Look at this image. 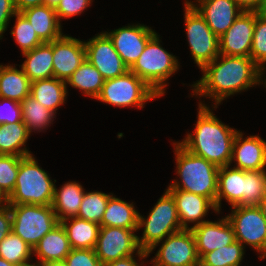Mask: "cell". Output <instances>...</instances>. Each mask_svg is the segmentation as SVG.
<instances>
[{
	"instance_id": "6da1fadb",
	"label": "cell",
	"mask_w": 266,
	"mask_h": 266,
	"mask_svg": "<svg viewBox=\"0 0 266 266\" xmlns=\"http://www.w3.org/2000/svg\"><path fill=\"white\" fill-rule=\"evenodd\" d=\"M201 73L202 77L190 86L191 94L195 98L211 99L214 103L211 107H218L230 96L257 85L265 86V72L251 57L220 54L204 66Z\"/></svg>"
},
{
	"instance_id": "7a4b0ae2",
	"label": "cell",
	"mask_w": 266,
	"mask_h": 266,
	"mask_svg": "<svg viewBox=\"0 0 266 266\" xmlns=\"http://www.w3.org/2000/svg\"><path fill=\"white\" fill-rule=\"evenodd\" d=\"M204 102V103H203ZM205 101L198 102L197 121L193 133H187L178 142L192 154L202 157L218 167L230 165L237 129L223 123Z\"/></svg>"
},
{
	"instance_id": "3957f363",
	"label": "cell",
	"mask_w": 266,
	"mask_h": 266,
	"mask_svg": "<svg viewBox=\"0 0 266 266\" xmlns=\"http://www.w3.org/2000/svg\"><path fill=\"white\" fill-rule=\"evenodd\" d=\"M175 151L176 174L167 190H182L209 198L216 206L219 167L196 156L178 141L172 143Z\"/></svg>"
},
{
	"instance_id": "277c9868",
	"label": "cell",
	"mask_w": 266,
	"mask_h": 266,
	"mask_svg": "<svg viewBox=\"0 0 266 266\" xmlns=\"http://www.w3.org/2000/svg\"><path fill=\"white\" fill-rule=\"evenodd\" d=\"M160 34L156 33L146 44L129 71L135 73L160 97L166 93L168 79L179 70L180 62L177 57L168 52L160 44Z\"/></svg>"
},
{
	"instance_id": "5b68a950",
	"label": "cell",
	"mask_w": 266,
	"mask_h": 266,
	"mask_svg": "<svg viewBox=\"0 0 266 266\" xmlns=\"http://www.w3.org/2000/svg\"><path fill=\"white\" fill-rule=\"evenodd\" d=\"M56 180L39 166L34 154L22 157L9 205H51Z\"/></svg>"
},
{
	"instance_id": "8992f818",
	"label": "cell",
	"mask_w": 266,
	"mask_h": 266,
	"mask_svg": "<svg viewBox=\"0 0 266 266\" xmlns=\"http://www.w3.org/2000/svg\"><path fill=\"white\" fill-rule=\"evenodd\" d=\"M149 214V215H148ZM147 217L138 214V231L143 229L142 236H137L141 250L148 252L154 245L170 234L182 230L173 195L165 189L157 203L150 209Z\"/></svg>"
},
{
	"instance_id": "52a82bcc",
	"label": "cell",
	"mask_w": 266,
	"mask_h": 266,
	"mask_svg": "<svg viewBox=\"0 0 266 266\" xmlns=\"http://www.w3.org/2000/svg\"><path fill=\"white\" fill-rule=\"evenodd\" d=\"M156 98L160 96L135 73L128 70L122 76L105 80L96 100L119 108L143 109L148 101Z\"/></svg>"
},
{
	"instance_id": "ba28073f",
	"label": "cell",
	"mask_w": 266,
	"mask_h": 266,
	"mask_svg": "<svg viewBox=\"0 0 266 266\" xmlns=\"http://www.w3.org/2000/svg\"><path fill=\"white\" fill-rule=\"evenodd\" d=\"M12 214V231L34 248L58 221L51 205H9Z\"/></svg>"
},
{
	"instance_id": "9c48e42d",
	"label": "cell",
	"mask_w": 266,
	"mask_h": 266,
	"mask_svg": "<svg viewBox=\"0 0 266 266\" xmlns=\"http://www.w3.org/2000/svg\"><path fill=\"white\" fill-rule=\"evenodd\" d=\"M184 25L191 57L201 70L219 56V38L190 4L184 3Z\"/></svg>"
},
{
	"instance_id": "30bf717a",
	"label": "cell",
	"mask_w": 266,
	"mask_h": 266,
	"mask_svg": "<svg viewBox=\"0 0 266 266\" xmlns=\"http://www.w3.org/2000/svg\"><path fill=\"white\" fill-rule=\"evenodd\" d=\"M231 223L235 239L244 248L256 250L259 259L266 258V219L257 206H233L226 216Z\"/></svg>"
},
{
	"instance_id": "8fae6325",
	"label": "cell",
	"mask_w": 266,
	"mask_h": 266,
	"mask_svg": "<svg viewBox=\"0 0 266 266\" xmlns=\"http://www.w3.org/2000/svg\"><path fill=\"white\" fill-rule=\"evenodd\" d=\"M158 246L155 257L150 259L152 266H199L196 241L191 229L170 234L147 252L148 257Z\"/></svg>"
},
{
	"instance_id": "7c38bea8",
	"label": "cell",
	"mask_w": 266,
	"mask_h": 266,
	"mask_svg": "<svg viewBox=\"0 0 266 266\" xmlns=\"http://www.w3.org/2000/svg\"><path fill=\"white\" fill-rule=\"evenodd\" d=\"M137 229L101 226L95 254L102 264L138 253Z\"/></svg>"
},
{
	"instance_id": "4fadbf2b",
	"label": "cell",
	"mask_w": 266,
	"mask_h": 266,
	"mask_svg": "<svg viewBox=\"0 0 266 266\" xmlns=\"http://www.w3.org/2000/svg\"><path fill=\"white\" fill-rule=\"evenodd\" d=\"M84 43L86 59L96 67L105 80L122 76L129 70L103 31Z\"/></svg>"
},
{
	"instance_id": "5bb4252c",
	"label": "cell",
	"mask_w": 266,
	"mask_h": 266,
	"mask_svg": "<svg viewBox=\"0 0 266 266\" xmlns=\"http://www.w3.org/2000/svg\"><path fill=\"white\" fill-rule=\"evenodd\" d=\"M110 38L123 63L130 68L139 58L147 42L156 31L144 24H128L110 31H104Z\"/></svg>"
},
{
	"instance_id": "9a60e30c",
	"label": "cell",
	"mask_w": 266,
	"mask_h": 266,
	"mask_svg": "<svg viewBox=\"0 0 266 266\" xmlns=\"http://www.w3.org/2000/svg\"><path fill=\"white\" fill-rule=\"evenodd\" d=\"M255 19V11H242L232 26L219 37V54L250 57Z\"/></svg>"
},
{
	"instance_id": "2e32d148",
	"label": "cell",
	"mask_w": 266,
	"mask_h": 266,
	"mask_svg": "<svg viewBox=\"0 0 266 266\" xmlns=\"http://www.w3.org/2000/svg\"><path fill=\"white\" fill-rule=\"evenodd\" d=\"M184 3H190L200 13L218 38L232 26L243 11L235 0H185Z\"/></svg>"
},
{
	"instance_id": "e0dca14e",
	"label": "cell",
	"mask_w": 266,
	"mask_h": 266,
	"mask_svg": "<svg viewBox=\"0 0 266 266\" xmlns=\"http://www.w3.org/2000/svg\"><path fill=\"white\" fill-rule=\"evenodd\" d=\"M86 59L85 43L63 34L53 40L54 77L66 81Z\"/></svg>"
},
{
	"instance_id": "ac0fdd59",
	"label": "cell",
	"mask_w": 266,
	"mask_h": 266,
	"mask_svg": "<svg viewBox=\"0 0 266 266\" xmlns=\"http://www.w3.org/2000/svg\"><path fill=\"white\" fill-rule=\"evenodd\" d=\"M243 135L240 130L235 135L230 166L243 171L266 170V140L260 135Z\"/></svg>"
},
{
	"instance_id": "d6986e66",
	"label": "cell",
	"mask_w": 266,
	"mask_h": 266,
	"mask_svg": "<svg viewBox=\"0 0 266 266\" xmlns=\"http://www.w3.org/2000/svg\"><path fill=\"white\" fill-rule=\"evenodd\" d=\"M191 230L195 237L199 259L205 253L228 246L236 241L233 227L226 216L219 220H209L192 227Z\"/></svg>"
},
{
	"instance_id": "ffe728a7",
	"label": "cell",
	"mask_w": 266,
	"mask_h": 266,
	"mask_svg": "<svg viewBox=\"0 0 266 266\" xmlns=\"http://www.w3.org/2000/svg\"><path fill=\"white\" fill-rule=\"evenodd\" d=\"M174 197L179 220L183 229H191L206 220L209 211L218 213L215 204L207 197L182 190H168ZM205 219V220H204ZM192 224L190 226L189 224Z\"/></svg>"
},
{
	"instance_id": "44dd1931",
	"label": "cell",
	"mask_w": 266,
	"mask_h": 266,
	"mask_svg": "<svg viewBox=\"0 0 266 266\" xmlns=\"http://www.w3.org/2000/svg\"><path fill=\"white\" fill-rule=\"evenodd\" d=\"M231 206H239L244 201V171L230 165L219 167L216 209L221 212L222 200Z\"/></svg>"
},
{
	"instance_id": "7402d4cb",
	"label": "cell",
	"mask_w": 266,
	"mask_h": 266,
	"mask_svg": "<svg viewBox=\"0 0 266 266\" xmlns=\"http://www.w3.org/2000/svg\"><path fill=\"white\" fill-rule=\"evenodd\" d=\"M71 249L66 230L59 223L33 248V256L36 255L38 260L34 262V266L45 262L65 261Z\"/></svg>"
},
{
	"instance_id": "603a6c76",
	"label": "cell",
	"mask_w": 266,
	"mask_h": 266,
	"mask_svg": "<svg viewBox=\"0 0 266 266\" xmlns=\"http://www.w3.org/2000/svg\"><path fill=\"white\" fill-rule=\"evenodd\" d=\"M22 56L25 60L19 68L22 67L31 82L54 77L53 41L44 42Z\"/></svg>"
},
{
	"instance_id": "cb8c5ba5",
	"label": "cell",
	"mask_w": 266,
	"mask_h": 266,
	"mask_svg": "<svg viewBox=\"0 0 266 266\" xmlns=\"http://www.w3.org/2000/svg\"><path fill=\"white\" fill-rule=\"evenodd\" d=\"M43 42H52L63 35L55 8L47 5L30 7L21 12Z\"/></svg>"
},
{
	"instance_id": "d4e9b609",
	"label": "cell",
	"mask_w": 266,
	"mask_h": 266,
	"mask_svg": "<svg viewBox=\"0 0 266 266\" xmlns=\"http://www.w3.org/2000/svg\"><path fill=\"white\" fill-rule=\"evenodd\" d=\"M84 194L85 189L78 181L65 182L59 189L55 184L51 206L59 222L77 216Z\"/></svg>"
},
{
	"instance_id": "484cf974",
	"label": "cell",
	"mask_w": 266,
	"mask_h": 266,
	"mask_svg": "<svg viewBox=\"0 0 266 266\" xmlns=\"http://www.w3.org/2000/svg\"><path fill=\"white\" fill-rule=\"evenodd\" d=\"M0 64V97L22 102L30 95L31 81L22 67Z\"/></svg>"
},
{
	"instance_id": "4316f807",
	"label": "cell",
	"mask_w": 266,
	"mask_h": 266,
	"mask_svg": "<svg viewBox=\"0 0 266 266\" xmlns=\"http://www.w3.org/2000/svg\"><path fill=\"white\" fill-rule=\"evenodd\" d=\"M30 95L57 115L68 98L66 81L52 77L31 82Z\"/></svg>"
},
{
	"instance_id": "83f0119b",
	"label": "cell",
	"mask_w": 266,
	"mask_h": 266,
	"mask_svg": "<svg viewBox=\"0 0 266 266\" xmlns=\"http://www.w3.org/2000/svg\"><path fill=\"white\" fill-rule=\"evenodd\" d=\"M112 194L108 200L100 226L138 229V210L133 202L124 201Z\"/></svg>"
},
{
	"instance_id": "f1b7e54d",
	"label": "cell",
	"mask_w": 266,
	"mask_h": 266,
	"mask_svg": "<svg viewBox=\"0 0 266 266\" xmlns=\"http://www.w3.org/2000/svg\"><path fill=\"white\" fill-rule=\"evenodd\" d=\"M65 228L73 249H94L100 225L78 217H70L60 222Z\"/></svg>"
},
{
	"instance_id": "f546056e",
	"label": "cell",
	"mask_w": 266,
	"mask_h": 266,
	"mask_svg": "<svg viewBox=\"0 0 266 266\" xmlns=\"http://www.w3.org/2000/svg\"><path fill=\"white\" fill-rule=\"evenodd\" d=\"M30 134L23 122L0 125V154L25 157L32 152L27 149L26 142Z\"/></svg>"
},
{
	"instance_id": "4dcf8cb0",
	"label": "cell",
	"mask_w": 266,
	"mask_h": 266,
	"mask_svg": "<svg viewBox=\"0 0 266 266\" xmlns=\"http://www.w3.org/2000/svg\"><path fill=\"white\" fill-rule=\"evenodd\" d=\"M105 79L87 59L66 80V86L77 88L83 95L96 99L104 85Z\"/></svg>"
},
{
	"instance_id": "1f68e13d",
	"label": "cell",
	"mask_w": 266,
	"mask_h": 266,
	"mask_svg": "<svg viewBox=\"0 0 266 266\" xmlns=\"http://www.w3.org/2000/svg\"><path fill=\"white\" fill-rule=\"evenodd\" d=\"M22 122L25 124L28 133L42 132L53 124L56 114L35 100L31 95L21 102ZM55 118V119H54ZM45 129V130H44Z\"/></svg>"
},
{
	"instance_id": "d6a6232c",
	"label": "cell",
	"mask_w": 266,
	"mask_h": 266,
	"mask_svg": "<svg viewBox=\"0 0 266 266\" xmlns=\"http://www.w3.org/2000/svg\"><path fill=\"white\" fill-rule=\"evenodd\" d=\"M32 256L33 248L13 231L0 242V257L9 263L16 266H34Z\"/></svg>"
},
{
	"instance_id": "836d02e7",
	"label": "cell",
	"mask_w": 266,
	"mask_h": 266,
	"mask_svg": "<svg viewBox=\"0 0 266 266\" xmlns=\"http://www.w3.org/2000/svg\"><path fill=\"white\" fill-rule=\"evenodd\" d=\"M245 248L239 241L205 253L199 266H240L245 258Z\"/></svg>"
},
{
	"instance_id": "e575fe53",
	"label": "cell",
	"mask_w": 266,
	"mask_h": 266,
	"mask_svg": "<svg viewBox=\"0 0 266 266\" xmlns=\"http://www.w3.org/2000/svg\"><path fill=\"white\" fill-rule=\"evenodd\" d=\"M113 193L102 191H89L83 196L79 212L76 217L94 222L100 225L108 200Z\"/></svg>"
},
{
	"instance_id": "d590c367",
	"label": "cell",
	"mask_w": 266,
	"mask_h": 266,
	"mask_svg": "<svg viewBox=\"0 0 266 266\" xmlns=\"http://www.w3.org/2000/svg\"><path fill=\"white\" fill-rule=\"evenodd\" d=\"M14 17L16 19L10 35L15 39L21 53L31 51L44 43L21 12H17Z\"/></svg>"
},
{
	"instance_id": "8d00e7d4",
	"label": "cell",
	"mask_w": 266,
	"mask_h": 266,
	"mask_svg": "<svg viewBox=\"0 0 266 266\" xmlns=\"http://www.w3.org/2000/svg\"><path fill=\"white\" fill-rule=\"evenodd\" d=\"M266 195V170L244 171V201L241 206H257Z\"/></svg>"
},
{
	"instance_id": "74e56055",
	"label": "cell",
	"mask_w": 266,
	"mask_h": 266,
	"mask_svg": "<svg viewBox=\"0 0 266 266\" xmlns=\"http://www.w3.org/2000/svg\"><path fill=\"white\" fill-rule=\"evenodd\" d=\"M250 57L266 72V19L259 17L257 13Z\"/></svg>"
},
{
	"instance_id": "f35d334b",
	"label": "cell",
	"mask_w": 266,
	"mask_h": 266,
	"mask_svg": "<svg viewBox=\"0 0 266 266\" xmlns=\"http://www.w3.org/2000/svg\"><path fill=\"white\" fill-rule=\"evenodd\" d=\"M22 157L0 154V187L9 196L15 188Z\"/></svg>"
},
{
	"instance_id": "ab89813d",
	"label": "cell",
	"mask_w": 266,
	"mask_h": 266,
	"mask_svg": "<svg viewBox=\"0 0 266 266\" xmlns=\"http://www.w3.org/2000/svg\"><path fill=\"white\" fill-rule=\"evenodd\" d=\"M93 0H61L55 8V12L60 24L62 19H70L76 15L84 13L88 7L92 6Z\"/></svg>"
},
{
	"instance_id": "60d3db41",
	"label": "cell",
	"mask_w": 266,
	"mask_h": 266,
	"mask_svg": "<svg viewBox=\"0 0 266 266\" xmlns=\"http://www.w3.org/2000/svg\"><path fill=\"white\" fill-rule=\"evenodd\" d=\"M67 266H103L94 249H71L66 256Z\"/></svg>"
},
{
	"instance_id": "b9f144b4",
	"label": "cell",
	"mask_w": 266,
	"mask_h": 266,
	"mask_svg": "<svg viewBox=\"0 0 266 266\" xmlns=\"http://www.w3.org/2000/svg\"><path fill=\"white\" fill-rule=\"evenodd\" d=\"M22 122L21 103L0 97V125Z\"/></svg>"
},
{
	"instance_id": "7bdbcfd3",
	"label": "cell",
	"mask_w": 266,
	"mask_h": 266,
	"mask_svg": "<svg viewBox=\"0 0 266 266\" xmlns=\"http://www.w3.org/2000/svg\"><path fill=\"white\" fill-rule=\"evenodd\" d=\"M17 13L14 0H0V40L7 31L11 18Z\"/></svg>"
},
{
	"instance_id": "ee69618b",
	"label": "cell",
	"mask_w": 266,
	"mask_h": 266,
	"mask_svg": "<svg viewBox=\"0 0 266 266\" xmlns=\"http://www.w3.org/2000/svg\"><path fill=\"white\" fill-rule=\"evenodd\" d=\"M136 255V256H135ZM136 257H138V259L136 260ZM147 252L140 250L138 253L134 254V255H130L121 259H117L108 263L103 264V266H144L146 263L145 258H147ZM145 259V260H144ZM141 260V263H139ZM144 260V261H143ZM139 261V262H137Z\"/></svg>"
},
{
	"instance_id": "f6af8a7d",
	"label": "cell",
	"mask_w": 266,
	"mask_h": 266,
	"mask_svg": "<svg viewBox=\"0 0 266 266\" xmlns=\"http://www.w3.org/2000/svg\"><path fill=\"white\" fill-rule=\"evenodd\" d=\"M12 231V214L9 205L0 208V242Z\"/></svg>"
},
{
	"instance_id": "bcb514c9",
	"label": "cell",
	"mask_w": 266,
	"mask_h": 266,
	"mask_svg": "<svg viewBox=\"0 0 266 266\" xmlns=\"http://www.w3.org/2000/svg\"><path fill=\"white\" fill-rule=\"evenodd\" d=\"M14 5L17 12H22L30 7L44 5V0H14Z\"/></svg>"
},
{
	"instance_id": "7dc6e473",
	"label": "cell",
	"mask_w": 266,
	"mask_h": 266,
	"mask_svg": "<svg viewBox=\"0 0 266 266\" xmlns=\"http://www.w3.org/2000/svg\"><path fill=\"white\" fill-rule=\"evenodd\" d=\"M235 2L243 11H256L262 0H235Z\"/></svg>"
},
{
	"instance_id": "c3c4849f",
	"label": "cell",
	"mask_w": 266,
	"mask_h": 266,
	"mask_svg": "<svg viewBox=\"0 0 266 266\" xmlns=\"http://www.w3.org/2000/svg\"><path fill=\"white\" fill-rule=\"evenodd\" d=\"M9 205V196L5 191L0 187V208L6 207Z\"/></svg>"
},
{
	"instance_id": "681fc988",
	"label": "cell",
	"mask_w": 266,
	"mask_h": 266,
	"mask_svg": "<svg viewBox=\"0 0 266 266\" xmlns=\"http://www.w3.org/2000/svg\"><path fill=\"white\" fill-rule=\"evenodd\" d=\"M255 12L259 17L266 19V0H262L259 8Z\"/></svg>"
},
{
	"instance_id": "f907efd6",
	"label": "cell",
	"mask_w": 266,
	"mask_h": 266,
	"mask_svg": "<svg viewBox=\"0 0 266 266\" xmlns=\"http://www.w3.org/2000/svg\"><path fill=\"white\" fill-rule=\"evenodd\" d=\"M257 207L259 208L264 218L266 219V195L263 197V199L260 201Z\"/></svg>"
},
{
	"instance_id": "816d5d0a",
	"label": "cell",
	"mask_w": 266,
	"mask_h": 266,
	"mask_svg": "<svg viewBox=\"0 0 266 266\" xmlns=\"http://www.w3.org/2000/svg\"><path fill=\"white\" fill-rule=\"evenodd\" d=\"M36 266H67L65 261H56V262H45L42 264H37Z\"/></svg>"
},
{
	"instance_id": "f5cc1de1",
	"label": "cell",
	"mask_w": 266,
	"mask_h": 266,
	"mask_svg": "<svg viewBox=\"0 0 266 266\" xmlns=\"http://www.w3.org/2000/svg\"><path fill=\"white\" fill-rule=\"evenodd\" d=\"M61 0H44V5L56 8Z\"/></svg>"
},
{
	"instance_id": "db71d44e",
	"label": "cell",
	"mask_w": 266,
	"mask_h": 266,
	"mask_svg": "<svg viewBox=\"0 0 266 266\" xmlns=\"http://www.w3.org/2000/svg\"><path fill=\"white\" fill-rule=\"evenodd\" d=\"M0 266H16L12 263H9L8 261H6L4 258L0 257Z\"/></svg>"
}]
</instances>
